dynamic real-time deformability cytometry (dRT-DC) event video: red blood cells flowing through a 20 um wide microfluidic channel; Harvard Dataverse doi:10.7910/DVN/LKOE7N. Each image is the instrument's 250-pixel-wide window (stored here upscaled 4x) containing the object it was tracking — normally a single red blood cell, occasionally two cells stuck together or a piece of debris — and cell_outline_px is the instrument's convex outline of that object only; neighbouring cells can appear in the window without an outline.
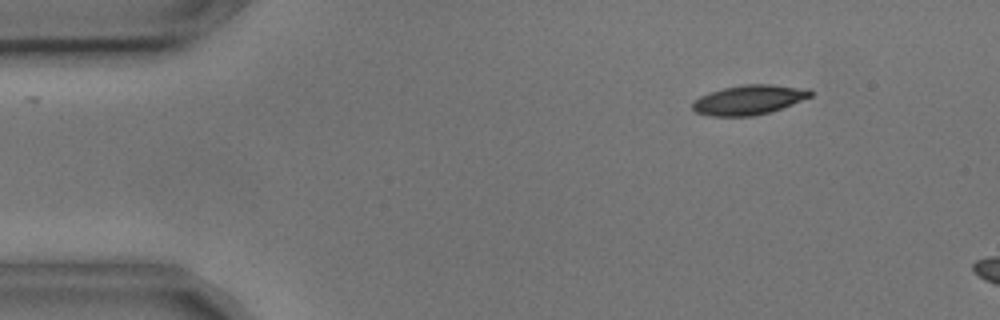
{"species": "common noctule bat (a hibernating species)", "species_latin": "Nyctalus noctula", "temperature_condition": "cold", "stored_images_in_passage": 4, "camera_frame_rate_fps": 3000, "um_per_image_px": 0.085, "animal": {"sex": "male", "body_mass_g": 17.9, "forearm_length_mm": 54.2}, "frame": {"image": 1, "passage_image": 4, "time_ms": 1.0, "image_size_px": [1000, 320], "cell_outline_px": [[812, 96], [792, 104], [756, 116], [712, 116], [696, 112], [692, 108], [692, 104], [700, 96], [724, 88], [744, 84], [772, 84], [808, 88], [812, 92]], "centroid_in_image_um": [63.68, 8.48], "position_along_channel_um": 21.3, "area_um2": 20.17}}